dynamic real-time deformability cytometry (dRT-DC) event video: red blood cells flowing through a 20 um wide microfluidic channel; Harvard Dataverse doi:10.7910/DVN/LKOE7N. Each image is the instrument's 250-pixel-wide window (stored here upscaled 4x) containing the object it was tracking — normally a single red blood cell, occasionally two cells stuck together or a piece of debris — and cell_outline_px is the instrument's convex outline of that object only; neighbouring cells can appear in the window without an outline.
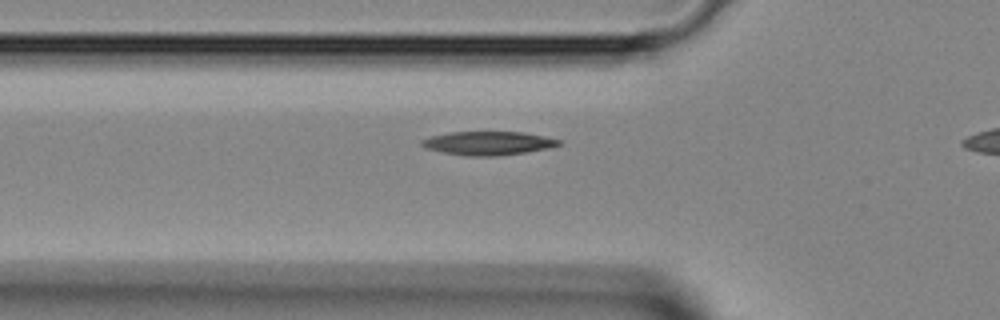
{"species": "Egyptian fruit bat (a non-hibernating species)", "species_latin": "Rousettus aegyptiacus", "temperature_condition": "room temperature", "stored_images_in_passage": 8, "camera_frame_rate_fps": 3000, "um_per_image_px": 0.085, "animal": {"sex": "female"}, "frame": {"image": 1, "passage_image": 6, "time_ms": 1.667, "image_size_px": [1000, 320], "cell_outline_px": [[560, 144], [548, 148], [528, 152], [496, 156], [468, 156], [444, 152], [424, 148], [420, 144], [420, 140], [432, 136], [452, 132], [524, 132], [560, 140]], "centroid_in_image_um": [41.47, 12.17], "position_along_channel_um": 84.3, "area_um2": 18.73}}